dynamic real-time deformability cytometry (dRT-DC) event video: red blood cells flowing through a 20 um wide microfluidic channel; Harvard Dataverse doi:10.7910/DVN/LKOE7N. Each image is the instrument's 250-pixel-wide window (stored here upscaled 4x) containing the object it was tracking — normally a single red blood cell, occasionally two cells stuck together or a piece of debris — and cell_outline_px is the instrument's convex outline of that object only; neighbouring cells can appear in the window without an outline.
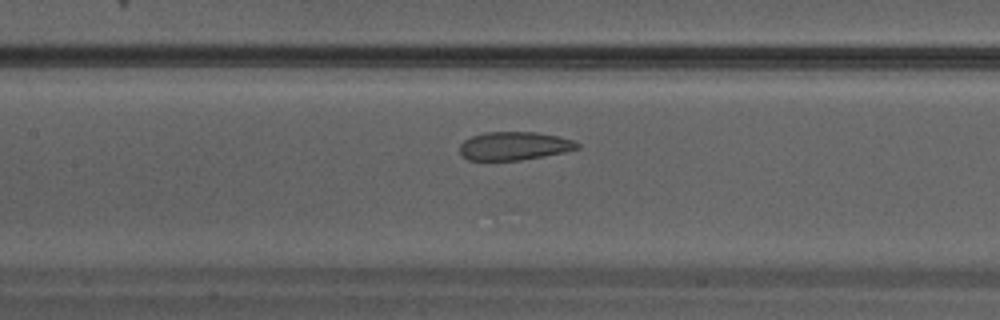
{"species": "Egyptian fruit bat (a non-hibernating species)", "species_latin": "Rousettus aegyptiacus", "temperature_condition": "warm", "stored_images_in_passage": 26, "camera_frame_rate_fps": 3000, "um_per_image_px": 0.085, "animal": {"sex": "male"}, "frame": {"image": 1, "passage_image": 8, "time_ms": 2.333, "image_size_px": [1000, 320], "cell_outline_px": [[580, 148], [564, 152], [520, 160], [468, 160], [460, 156], [460, 144], [464, 140], [472, 136], [484, 132], [536, 132], [556, 136], [572, 140], [580, 144]], "centroid_in_image_um": [43.67, 12.4], "position_along_channel_um": 163.7, "area_um2": 19.36}}